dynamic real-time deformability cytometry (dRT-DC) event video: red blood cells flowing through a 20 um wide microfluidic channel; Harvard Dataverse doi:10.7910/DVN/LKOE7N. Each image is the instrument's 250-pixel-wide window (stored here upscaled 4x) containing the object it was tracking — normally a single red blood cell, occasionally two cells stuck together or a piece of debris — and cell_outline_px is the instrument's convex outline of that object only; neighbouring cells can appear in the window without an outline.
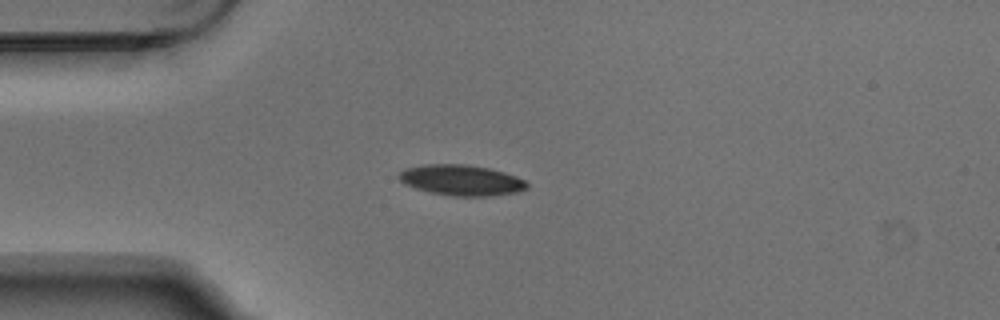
{"species": "Egyptian fruit bat (a non-hibernating species)", "species_latin": "Rousettus aegyptiacus", "temperature_condition": "warm", "stored_images_in_passage": 5, "camera_frame_rate_fps": 3000, "um_per_image_px": 0.085, "animal": {"sex": "male"}, "frame": {"image": 1, "passage_image": 3, "time_ms": 0.667, "image_size_px": [1000, 320], "cell_outline_px": [[528, 188], [516, 192], [492, 196], [456, 196], [432, 192], [416, 188], [404, 184], [396, 176], [404, 168], [424, 164], [468, 164], [488, 168], [504, 172], [516, 176], [524, 180], [528, 184]], "centroid_in_image_um": [39.2, 15.3], "position_along_channel_um": 45.8, "area_um2": 22.89}}
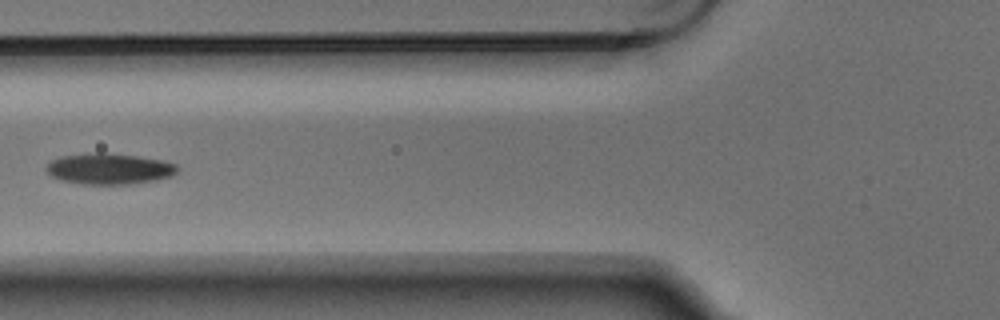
{"frame": {"image": 2, "passage_image": 5, "time_ms": 1.333, "image_size_px": [1000, 320], "cell_outline_px": [[176, 172], [172, 176], [156, 180], [136, 184], [80, 184], [60, 180], [52, 176], [44, 168], [52, 160], [60, 156], [88, 152], [104, 152], [136, 156], [164, 160], [176, 164]], "centroid_in_image_um": [9.26, 14.34], "position_along_channel_um": 116.5, "area_um2": 23.93}}